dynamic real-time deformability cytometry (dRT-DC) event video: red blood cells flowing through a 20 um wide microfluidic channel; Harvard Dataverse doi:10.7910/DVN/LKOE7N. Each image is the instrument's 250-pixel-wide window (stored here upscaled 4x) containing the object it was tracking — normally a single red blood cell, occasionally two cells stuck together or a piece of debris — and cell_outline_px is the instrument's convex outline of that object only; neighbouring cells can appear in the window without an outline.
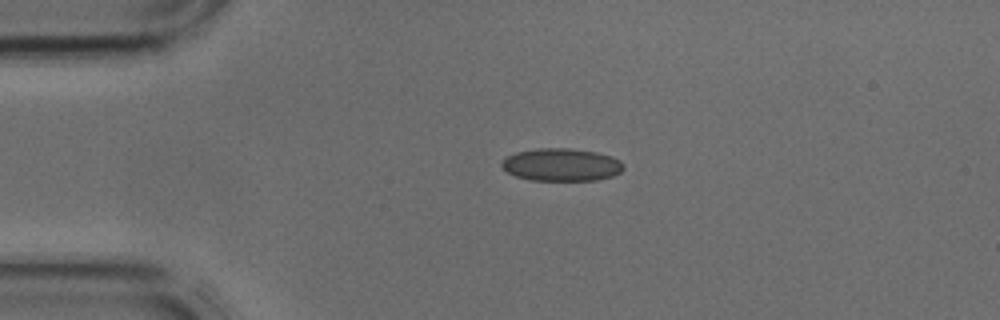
{"species": "common noctule bat (a hibernating species)", "species_latin": "Nyctalus noctula", "temperature_condition": "cold", "stored_images_in_passage": 34, "camera_frame_rate_fps": 3000, "um_per_image_px": 0.085, "animal": {"sex": "male", "body_mass_g": 17.9, "forearm_length_mm": 54.2}, "frame": {"image": 1, "passage_image": 1, "time_ms": 0.0, "image_size_px": [1000, 320], "cell_outline_px": [[624, 168], [620, 172], [612, 176], [596, 180], [532, 180], [516, 176], [508, 172], [500, 164], [508, 156], [516, 152], [540, 148], [568, 148], [596, 152], [612, 156], [620, 160], [624, 164]], "centroid_in_image_um": [47.76, 14.0], "position_along_channel_um": 37.2, "area_um2": 23.06}}
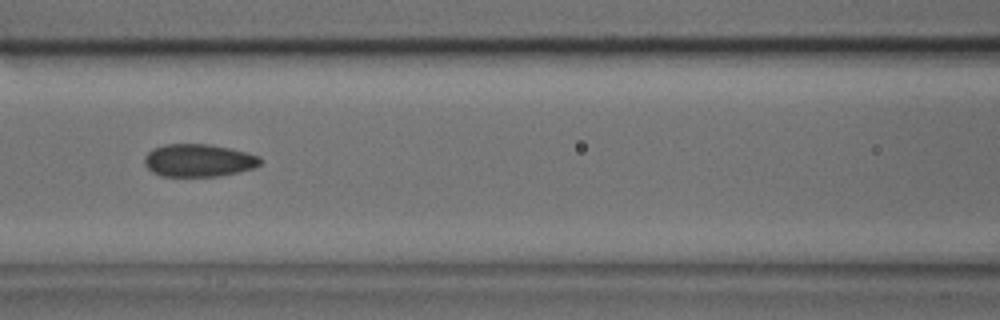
{"frame": {"image": 2, "passage_image": 10, "time_ms": 3.0, "image_size_px": [1000, 320], "cell_outline_px": [[264, 160], [256, 168], [216, 176], [160, 176], [152, 172], [144, 164], [144, 156], [152, 148], [164, 144], [208, 144], [248, 152], [260, 156]], "centroid_in_image_um": [16.88, 13.63], "position_along_channel_um": 149.7, "area_um2": 22.25}}
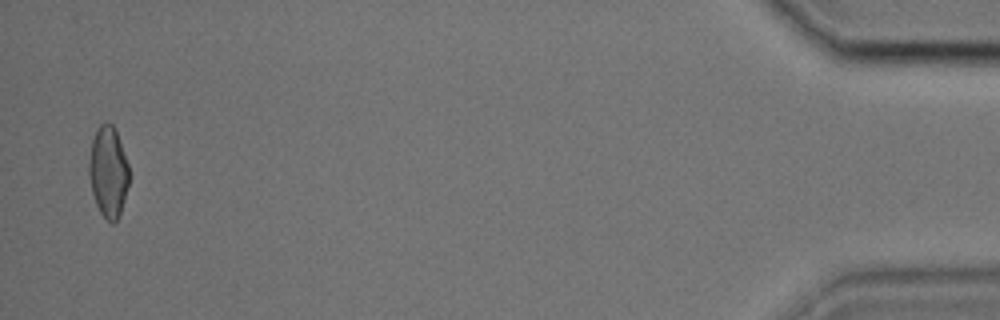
{"frame": {"image": 3, "passage_image": 33, "time_ms": 10.667, "image_size_px": [1000, 320], "cell_outline_px": [[128, 184], [120, 212], [116, 220], [112, 224], [100, 212], [96, 204], [92, 192], [88, 172], [88, 164], [92, 140], [96, 128], [104, 120], [108, 120], [112, 124], [116, 132], [128, 164]], "centroid_in_image_um": [9.17, 14.55], "position_along_channel_um": 426.0, "area_um2": 21.04}}